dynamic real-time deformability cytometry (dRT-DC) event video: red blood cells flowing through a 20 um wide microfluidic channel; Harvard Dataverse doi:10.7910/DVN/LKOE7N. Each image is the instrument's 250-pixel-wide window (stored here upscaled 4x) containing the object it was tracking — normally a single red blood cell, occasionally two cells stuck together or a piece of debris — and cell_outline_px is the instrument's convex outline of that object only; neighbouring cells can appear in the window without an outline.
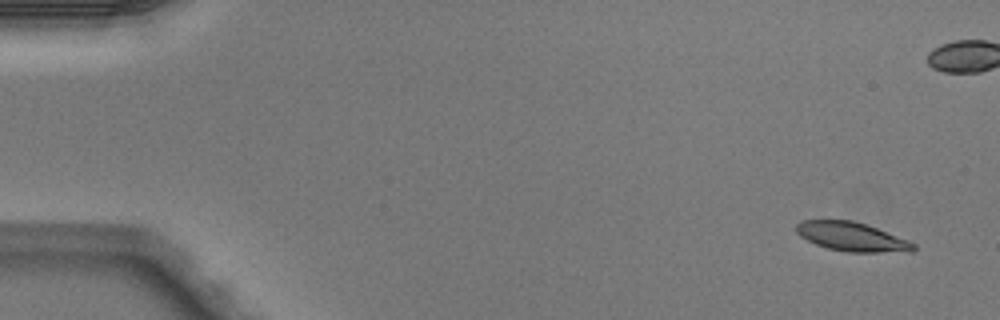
{"species": "Egyptian fruit bat (a non-hibernating species)", "species_latin": "Rousettus aegyptiacus", "temperature_condition": "warm", "stored_images_in_passage": 5, "camera_frame_rate_fps": 3000, "um_per_image_px": 0.085, "animal": {"sex": "male"}, "frame": {"image": 1, "passage_image": 1, "time_ms": 0.0, "image_size_px": [1000, 320], "cell_outline_px": [[916, 248], [912, 252], [848, 252], [828, 248], [816, 244], [800, 236], [796, 232], [796, 224], [804, 220], [852, 220], [876, 228], [908, 240], [916, 244]], "centroid_in_image_um": [72.42, 20.13], "position_along_channel_um": 12.6, "area_um2": 19.65}}